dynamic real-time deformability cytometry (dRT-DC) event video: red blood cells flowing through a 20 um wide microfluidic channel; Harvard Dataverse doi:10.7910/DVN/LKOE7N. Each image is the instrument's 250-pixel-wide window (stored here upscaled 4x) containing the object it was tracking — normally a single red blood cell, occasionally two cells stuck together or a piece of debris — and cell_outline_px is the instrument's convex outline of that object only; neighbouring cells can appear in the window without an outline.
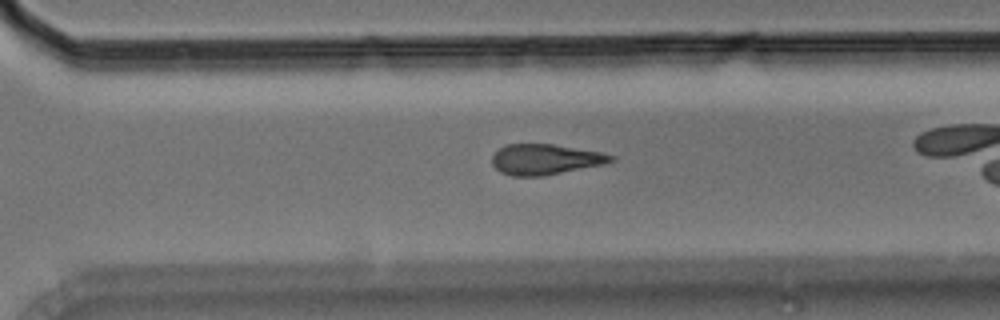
{"species": "Egyptian fruit bat (a non-hibernating species)", "species_latin": "Rousettus aegyptiacus", "temperature_condition": "room temperature", "stored_images_in_passage": 41, "camera_frame_rate_fps": 3000, "um_per_image_px": 0.085, "animal": {"sex": "male"}, "frame": {"image": 1, "passage_image": 35, "time_ms": 11.333, "image_size_px": [1000, 320], "cell_outline_px": [[616, 160], [604, 164], [544, 176], [512, 176], [500, 172], [492, 164], [492, 156], [500, 148], [508, 144], [552, 144], [600, 152], [616, 156]], "centroid_in_image_um": [46.36, 13.55], "position_along_channel_um": 324.2, "area_um2": 21.1}}